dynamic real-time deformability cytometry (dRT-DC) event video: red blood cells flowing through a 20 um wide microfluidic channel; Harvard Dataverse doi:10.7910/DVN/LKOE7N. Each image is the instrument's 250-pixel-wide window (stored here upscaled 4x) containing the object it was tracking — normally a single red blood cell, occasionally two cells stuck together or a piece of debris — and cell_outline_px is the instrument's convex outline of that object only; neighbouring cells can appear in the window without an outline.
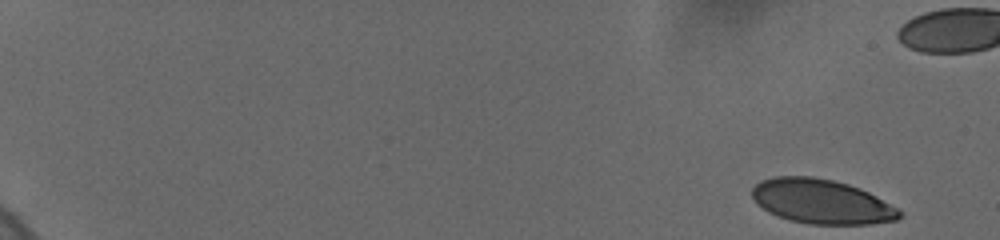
{"species": "human", "species_latin": "Homo sapiens", "temperature_condition": "cold", "stored_images_in_passage": 41, "camera_frame_rate_fps": 3000, "um_per_image_px": 0.085, "donor": {"sex": "female"}, "frame": {"image": 1, "passage_image": 1, "time_ms": 0.0, "image_size_px": [1000, 240], "cell_outline_px": [[904, 216], [896, 220], [868, 224], [808, 224], [792, 220], [768, 212], [756, 204], [752, 196], [752, 188], [760, 180], [776, 176], [812, 176], [832, 180], [848, 184], [860, 188], [876, 196], [904, 212]], "centroid_in_image_um": [69.83, 17.13], "position_along_channel_um": 15.2, "area_um2": 38.21}}
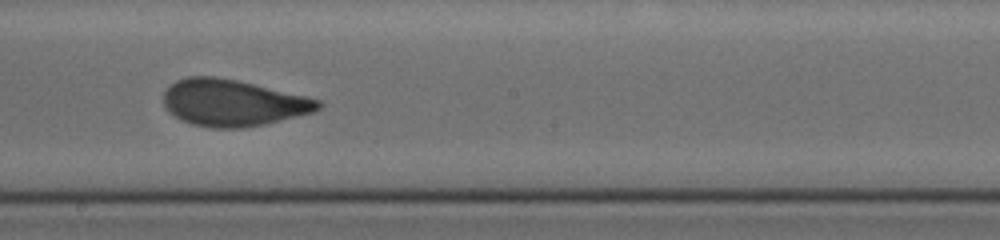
{"frame": {"image": 2, "passage_image": 28, "time_ms": 11.0, "image_size_px": [1000, 240], "cell_outline_px": [[324, 104], [320, 108], [312, 112], [264, 124], [244, 128], [212, 128], [192, 124], [180, 120], [168, 112], [164, 104], [164, 92], [176, 80], [188, 76], [216, 76], [236, 80], [304, 96], [320, 100]], "centroid_in_image_um": [19.75, 8.74], "position_along_channel_um": 228.4, "area_um2": 41.73}}
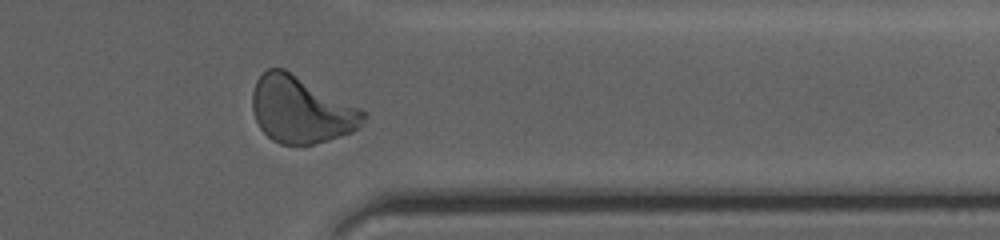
{"frame": {"image": 3, "passage_image": 37, "time_ms": 15.333, "image_size_px": [1000, 240], "cell_outline_px": [[364, 116], [360, 124], [352, 132], [328, 140], [312, 144], [280, 144], [272, 140], [260, 128], [256, 120], [252, 108], [252, 92], [256, 80], [268, 68], [284, 68], [360, 108], [364, 112]], "centroid_in_image_um": [25.54, 9.32], "position_along_channel_um": 385.9, "area_um2": 42.6}}